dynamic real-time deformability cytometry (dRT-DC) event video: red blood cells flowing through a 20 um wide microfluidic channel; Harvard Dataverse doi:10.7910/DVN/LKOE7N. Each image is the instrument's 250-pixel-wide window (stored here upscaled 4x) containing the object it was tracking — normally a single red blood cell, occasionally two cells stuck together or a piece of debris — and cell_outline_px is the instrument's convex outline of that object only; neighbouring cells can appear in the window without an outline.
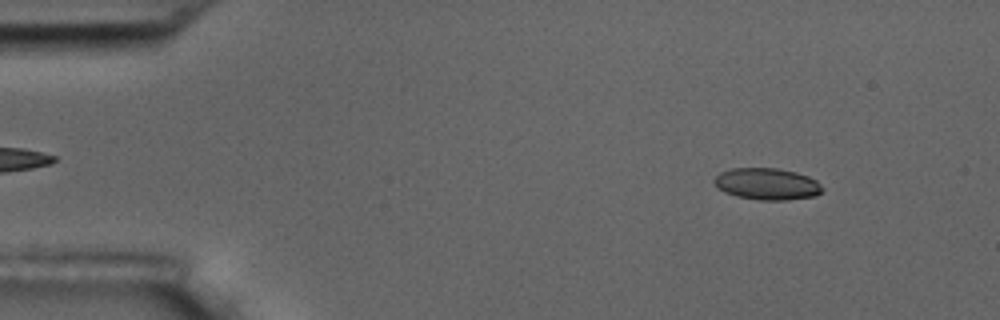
{"species": "common noctule bat (a hibernating species)", "species_latin": "Nyctalus noctula", "temperature_condition": "room temperature", "stored_images_in_passage": 5, "camera_frame_rate_fps": 3000, "um_per_image_px": 0.085, "animal": {"sex": "male", "body_mass_g": 17.5, "forearm_length_mm": 52.3}, "frame": {"image": 1, "passage_image": 1, "time_ms": 0.0, "image_size_px": [1000, 320], "cell_outline_px": [[824, 188], [816, 196], [788, 200], [760, 200], [736, 196], [724, 192], [712, 180], [720, 172], [732, 168], [776, 168], [796, 172], [808, 176], [816, 180]], "centroid_in_image_um": [65.21, 15.64], "position_along_channel_um": 19.8, "area_um2": 20.0}}
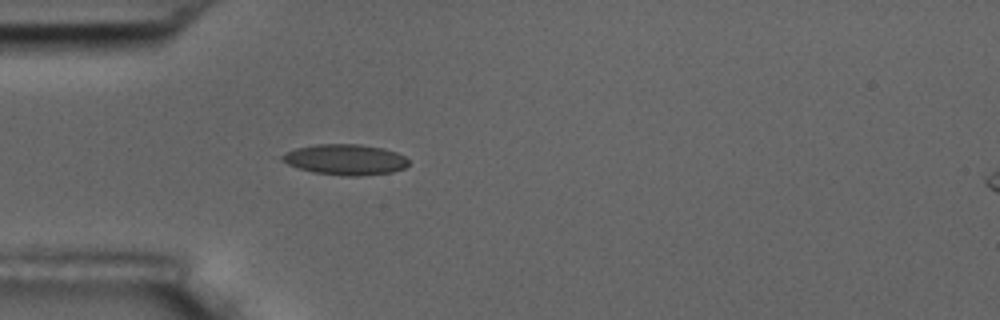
{"frame": {"image": 2, "passage_image": 4, "time_ms": 3.333, "image_size_px": [1000, 320], "cell_outline_px": [[408, 164], [404, 168], [392, 172], [356, 176], [344, 176], [312, 172], [288, 164], [280, 160], [280, 156], [284, 152], [296, 148], [316, 144], [360, 144], [384, 148], [396, 152], [404, 156], [408, 160]], "centroid_in_image_um": [29.32, 13.56], "position_along_channel_um": 55.7, "area_um2": 22.66}}